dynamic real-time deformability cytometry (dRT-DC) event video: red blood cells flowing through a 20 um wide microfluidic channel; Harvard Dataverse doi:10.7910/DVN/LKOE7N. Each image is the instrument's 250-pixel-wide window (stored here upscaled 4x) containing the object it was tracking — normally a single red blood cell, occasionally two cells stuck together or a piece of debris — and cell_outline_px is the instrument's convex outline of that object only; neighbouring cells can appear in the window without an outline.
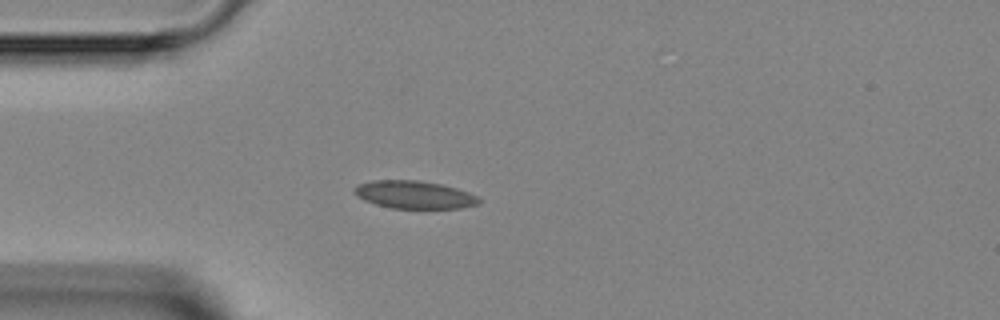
{"species": "Egyptian fruit bat (a non-hibernating species)", "species_latin": "Rousettus aegyptiacus", "temperature_condition": "room temperature", "stored_images_in_passage": 4, "camera_frame_rate_fps": 3000, "um_per_image_px": 0.085, "animal": {"sex": "female"}, "frame": {"image": 1, "passage_image": 4, "time_ms": 3.333, "image_size_px": [1000, 320], "cell_outline_px": [[480, 204], [460, 208], [392, 208], [376, 204], [364, 200], [352, 192], [352, 188], [360, 184], [372, 180], [420, 180], [440, 184], [456, 188], [468, 192], [476, 196], [480, 200]], "centroid_in_image_um": [35.19, 16.54], "position_along_channel_um": 49.8, "area_um2": 20.11}}